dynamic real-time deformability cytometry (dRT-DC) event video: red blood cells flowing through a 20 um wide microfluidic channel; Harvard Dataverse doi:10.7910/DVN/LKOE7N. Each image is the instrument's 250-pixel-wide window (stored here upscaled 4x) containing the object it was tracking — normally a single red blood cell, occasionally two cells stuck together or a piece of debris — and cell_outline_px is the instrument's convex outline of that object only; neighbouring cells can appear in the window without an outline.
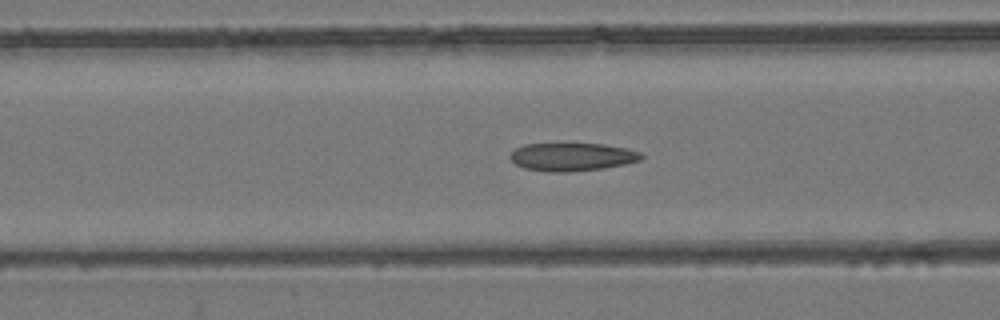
{"species": "common noctule bat (a hibernating species)", "species_latin": "Nyctalus noctula", "temperature_condition": "room temperature", "stored_images_in_passage": 54, "camera_frame_rate_fps": 3000, "um_per_image_px": 0.085, "animal": {"sex": "female", "body_mass_g": 24.6, "forearm_length_mm": 56.2}, "frame": {"image": 1, "passage_image": 22, "time_ms": 7.0, "image_size_px": [1000, 320], "cell_outline_px": [[644, 156], [640, 160], [624, 164], [604, 168], [568, 172], [548, 172], [524, 168], [516, 164], [508, 156], [516, 148], [524, 144], [604, 144], [624, 148], [640, 152]], "centroid_in_image_um": [48.61, 13.34], "position_along_channel_um": 118.0, "area_um2": 21.33}}
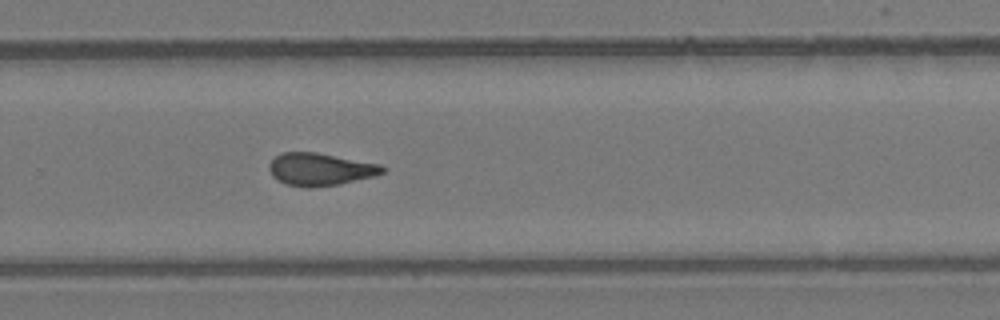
{"frame": {"image": 2, "passage_image": 36, "time_ms": 11.667, "image_size_px": [1000, 320], "cell_outline_px": [[388, 168], [384, 172], [376, 176], [340, 184], [312, 188], [304, 188], [284, 184], [276, 180], [272, 176], [268, 168], [268, 164], [280, 152], [316, 152], [380, 164]], "centroid_in_image_um": [27.21, 14.4], "position_along_channel_um": 302.6, "area_um2": 21.91}}
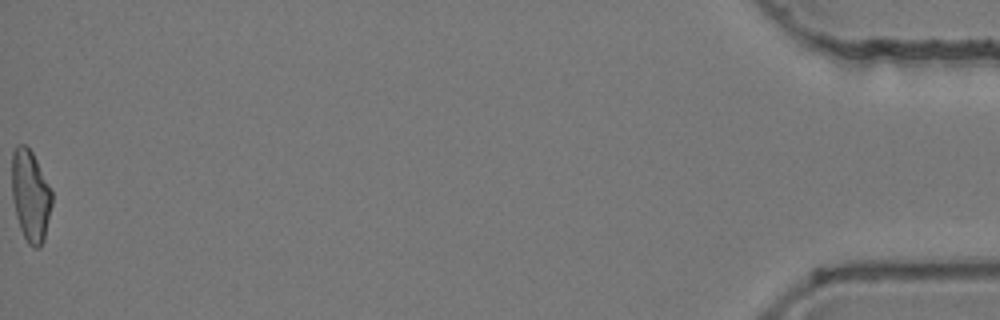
{"frame": {"image": 3, "passage_image": 54, "time_ms": 17.667, "image_size_px": [1000, 320], "cell_outline_px": [[52, 204], [44, 240], [40, 248], [32, 248], [28, 244], [20, 228], [16, 216], [12, 196], [12, 152], [16, 144], [24, 144], [32, 152], [52, 188]], "centroid_in_image_um": [2.6, 16.64], "position_along_channel_um": 432.6, "area_um2": 21.62}, "authors_computed_cell_mechanics": {"area_um2": 21.675, "velocity_mm_per_s": 3.9614, "shape_relaxation_time_tau1_ms": null, "shape_relaxation_time_tau2_ms": 3.4632, "deformation_change_tau1": null, "deformation_change_tau2": 0.1117}}